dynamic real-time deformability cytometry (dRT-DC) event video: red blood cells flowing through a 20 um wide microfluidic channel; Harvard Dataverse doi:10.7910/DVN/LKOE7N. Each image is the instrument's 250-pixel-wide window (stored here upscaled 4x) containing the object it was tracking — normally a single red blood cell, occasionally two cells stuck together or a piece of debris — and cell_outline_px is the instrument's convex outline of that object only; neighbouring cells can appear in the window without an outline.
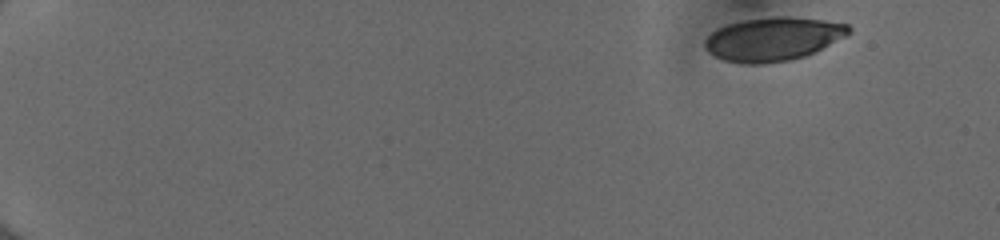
{"species": "human", "species_latin": "Homo sapiens", "temperature_condition": "cold", "stored_images_in_passage": 43, "camera_frame_rate_fps": 3000, "um_per_image_px": 0.085, "donor": {"sex": "female"}, "frame": {"image": 1, "passage_image": 1, "time_ms": 0.0, "image_size_px": [1000, 240], "cell_outline_px": [[852, 32], [848, 36], [804, 56], [788, 60], [764, 64], [740, 64], [724, 60], [708, 52], [704, 48], [704, 40], [716, 28], [728, 24], [744, 20], [776, 16], [788, 16], [824, 20], [848, 24], [852, 28]], "centroid_in_image_um": [65.72, 3.31], "position_along_channel_um": 19.3, "area_um2": 36.7}}
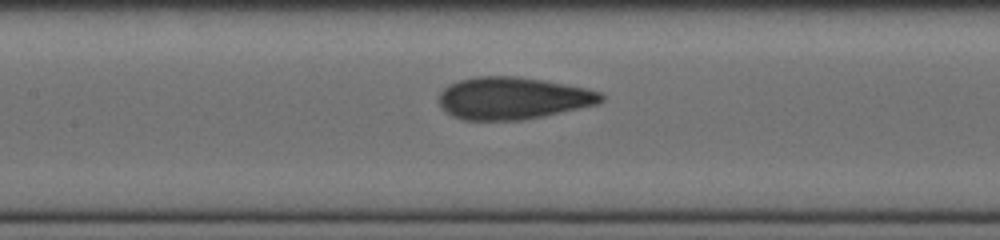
{"frame": {"image": 2, "passage_image": 24, "time_ms": 7.667, "image_size_px": [1000, 240], "cell_outline_px": [[604, 100], [596, 104], [540, 116], [520, 120], [460, 120], [444, 112], [440, 104], [440, 92], [448, 84], [472, 76], [516, 76], [544, 80], [588, 88], [600, 92], [604, 96]], "centroid_in_image_um": [43.54, 8.33], "position_along_channel_um": 163.9, "area_um2": 39.88}}
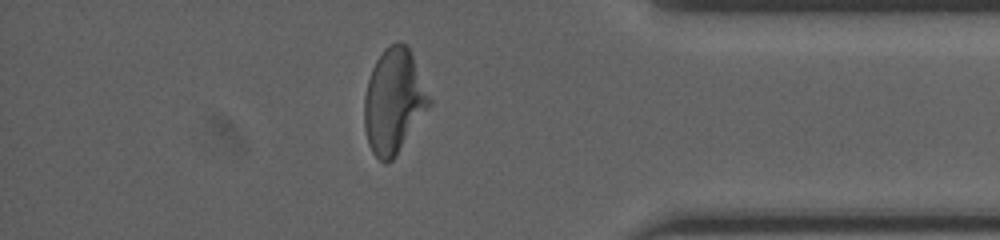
{"frame": {"image": 3, "passage_image": 41, "time_ms": 13.333, "image_size_px": [1000, 240], "cell_outline_px": [[432, 104], [396, 156], [392, 160], [384, 164], [372, 152], [368, 144], [364, 128], [364, 96], [368, 80], [372, 68], [376, 60], [384, 48], [396, 40], [404, 44], [412, 52], [432, 100]], "centroid_in_image_um": [33.48, 8.6], "position_along_channel_um": 401.7, "area_um2": 40.0}}